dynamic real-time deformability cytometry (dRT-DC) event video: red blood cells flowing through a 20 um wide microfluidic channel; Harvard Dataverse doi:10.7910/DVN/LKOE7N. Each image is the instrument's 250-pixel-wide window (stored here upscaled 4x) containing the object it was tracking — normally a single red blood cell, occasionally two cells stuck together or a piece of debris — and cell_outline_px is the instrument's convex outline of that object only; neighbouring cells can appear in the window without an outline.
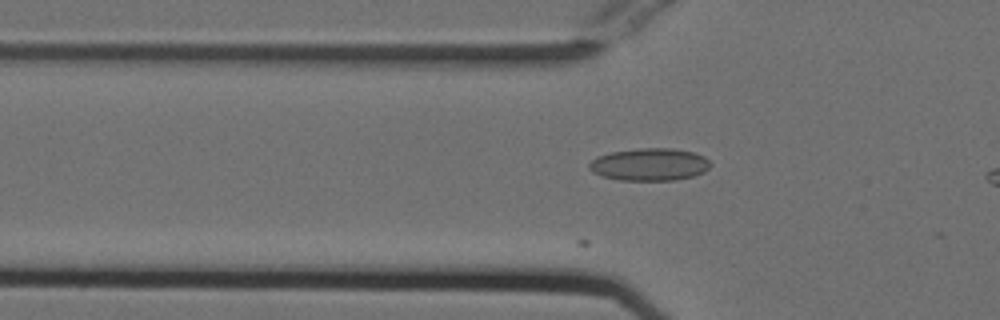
{"species": "Egyptian fruit bat (a non-hibernating species)", "species_latin": "Rousettus aegyptiacus", "temperature_condition": "cold", "stored_images_in_passage": 16, "camera_frame_rate_fps": 3000, "um_per_image_px": 0.085, "animal": {"sex": "female"}, "frame": {"image": 1, "passage_image": 9, "time_ms": 2.667, "image_size_px": [1000, 320], "cell_outline_px": [[712, 164], [704, 172], [692, 176], [676, 180], [620, 180], [600, 176], [592, 172], [588, 168], [588, 164], [596, 156], [612, 152], [640, 148], [672, 148], [692, 152], [704, 156]], "centroid_in_image_um": [55.19, 13.98], "position_along_channel_um": 70.6, "area_um2": 23.0}}
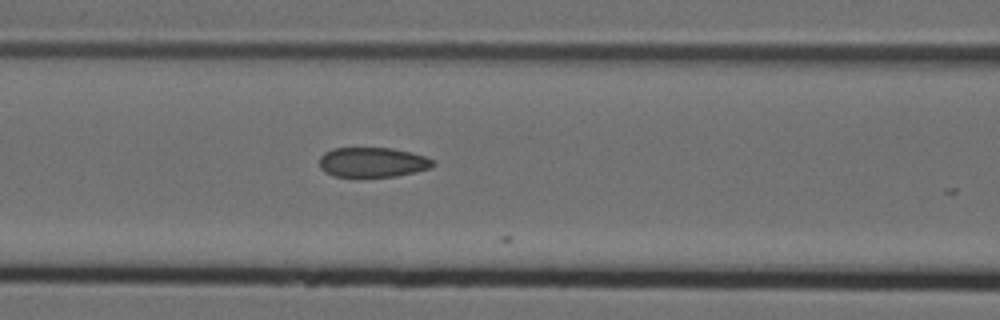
{"frame": {"image": 2, "passage_image": 14, "time_ms": 4.333, "image_size_px": [1000, 320], "cell_outline_px": [[436, 164], [432, 168], [396, 176], [332, 176], [324, 172], [320, 168], [320, 156], [324, 152], [332, 148], [392, 148], [412, 152], [436, 160]], "centroid_in_image_um": [31.69, 13.78], "position_along_channel_um": 134.9, "area_um2": 19.88}}